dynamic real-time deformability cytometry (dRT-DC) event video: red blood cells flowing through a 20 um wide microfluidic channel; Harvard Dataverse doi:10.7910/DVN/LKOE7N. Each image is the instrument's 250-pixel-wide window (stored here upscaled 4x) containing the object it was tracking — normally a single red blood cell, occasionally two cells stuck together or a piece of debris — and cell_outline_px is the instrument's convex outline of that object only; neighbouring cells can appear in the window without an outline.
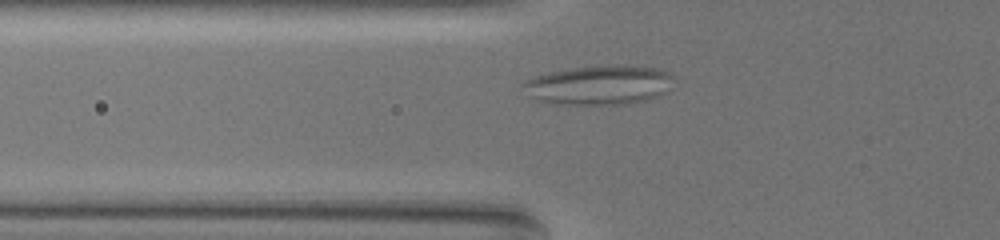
{"species": "common noctule bat (a hibernating species)", "species_latin": "Nyctalus noctula", "temperature_condition": "warm", "stored_images_in_passage": 47, "camera_frame_rate_fps": 3000, "um_per_image_px": 0.085, "animal": {"sex": "female", "body_mass_g": 19.5, "forearm_length_mm": 54.1}, "frame": {"image": 1, "passage_image": 12, "time_ms": 3.667, "image_size_px": [1000, 240], "cell_outline_px": [[668, 76], [660, 92], [656, 96], [644, 100], [628, 104], [560, 104], [540, 100], [524, 84], [528, 80], [536, 76], [568, 68], [596, 64], [620, 64], [656, 68], [664, 72]], "centroid_in_image_um": [50.88, 7.19], "position_along_channel_um": 74.9, "area_um2": 33.0}}
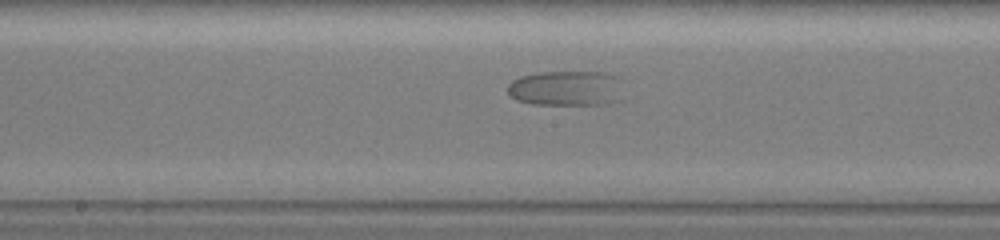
{"frame": {"image": 2, "passage_image": 24, "time_ms": 7.667, "image_size_px": [1000, 240], "cell_outline_px": [[612, 76], [596, 104], [532, 104], [516, 100], [508, 92], [508, 84], [512, 80], [524, 76], [540, 72], [600, 72]], "centroid_in_image_um": [47.56, 7.46], "position_along_channel_um": 200.6, "area_um2": 20.52}}
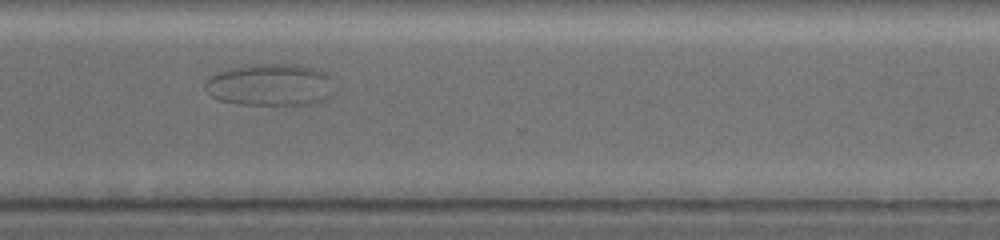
{"frame": {"image": 3, "passage_image": 38, "time_ms": 12.333, "image_size_px": [1000, 240], "cell_outline_px": [[328, 96], [324, 100], [308, 104], [240, 104], [220, 100], [212, 96], [204, 84], [212, 76], [236, 68], [252, 64], [292, 64], [312, 68], [328, 76]], "centroid_in_image_um": [22.92, 7.22], "position_along_channel_um": 347.7, "area_um2": 30.23}}